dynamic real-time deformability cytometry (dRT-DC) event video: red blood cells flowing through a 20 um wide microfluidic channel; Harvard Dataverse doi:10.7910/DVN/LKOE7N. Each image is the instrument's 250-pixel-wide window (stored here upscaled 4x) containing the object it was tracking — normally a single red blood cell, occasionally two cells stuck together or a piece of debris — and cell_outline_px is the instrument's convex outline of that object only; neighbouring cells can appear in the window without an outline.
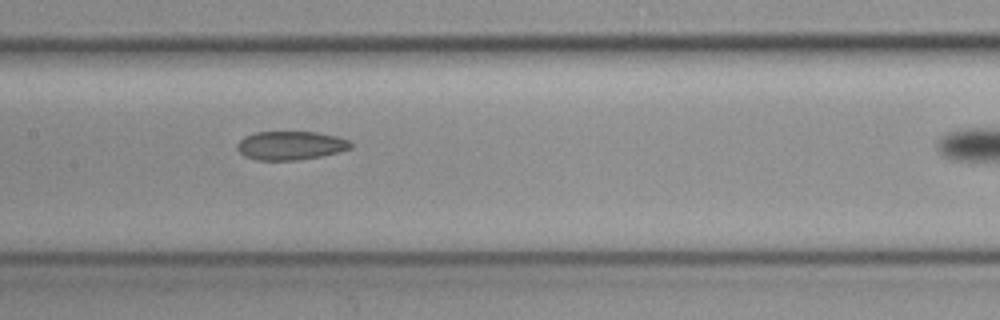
{"species": "common noctule bat (a hibernating species)", "species_latin": "Nyctalus noctula", "temperature_condition": "cold", "stored_images_in_passage": 45, "segment_of_instrument_passage": [1, 2], "camera_frame_rate_fps": 3000, "um_per_image_px": 0.085, "animal": {"sex": "female", "body_mass_g": 19.3, "forearm_length_mm": 54.1}, "frame": {"image": 1, "passage_image": 25, "time_ms": 8.0, "image_size_px": [1000, 320], "cell_outline_px": [[352, 148], [320, 156], [296, 160], [256, 160], [244, 156], [236, 148], [236, 144], [244, 136], [256, 132], [316, 132], [336, 136], [348, 140], [352, 144]], "centroid_in_image_um": [24.66, 12.36], "position_along_channel_um": 182.7, "area_um2": 18.9}}
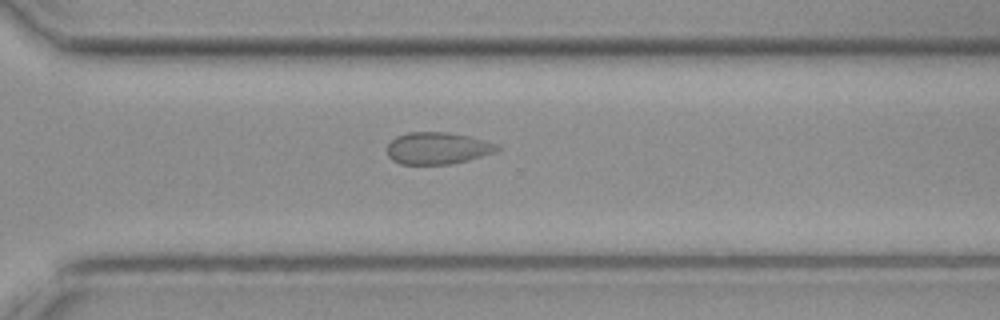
{"frame": {"image": 2, "passage_image": 36, "time_ms": 11.667, "image_size_px": [1000, 320], "cell_outline_px": [[500, 148], [496, 152], [468, 160], [452, 164], [400, 164], [392, 160], [388, 156], [388, 144], [396, 136], [408, 132], [448, 132], [468, 136], [496, 144]], "centroid_in_image_um": [37.17, 12.6], "position_along_channel_um": 333.4, "area_um2": 20.4}}
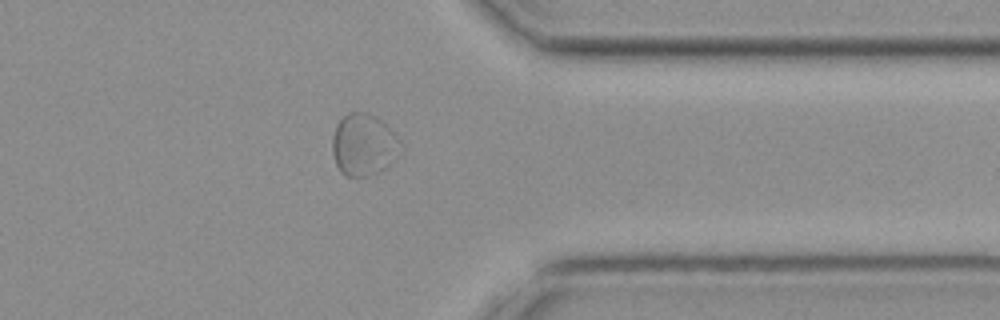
{"frame": {"image": 3, "passage_image": 40, "time_ms": 13.0, "image_size_px": [1000, 320], "cell_outline_px": [[404, 148], [380, 172], [368, 176], [344, 176], [340, 172], [336, 164], [332, 152], [332, 136], [336, 124], [348, 112], [364, 112], [376, 116], [404, 144]], "centroid_in_image_um": [30.9, 12.31], "position_along_channel_um": 380.5, "area_um2": 24.68}}